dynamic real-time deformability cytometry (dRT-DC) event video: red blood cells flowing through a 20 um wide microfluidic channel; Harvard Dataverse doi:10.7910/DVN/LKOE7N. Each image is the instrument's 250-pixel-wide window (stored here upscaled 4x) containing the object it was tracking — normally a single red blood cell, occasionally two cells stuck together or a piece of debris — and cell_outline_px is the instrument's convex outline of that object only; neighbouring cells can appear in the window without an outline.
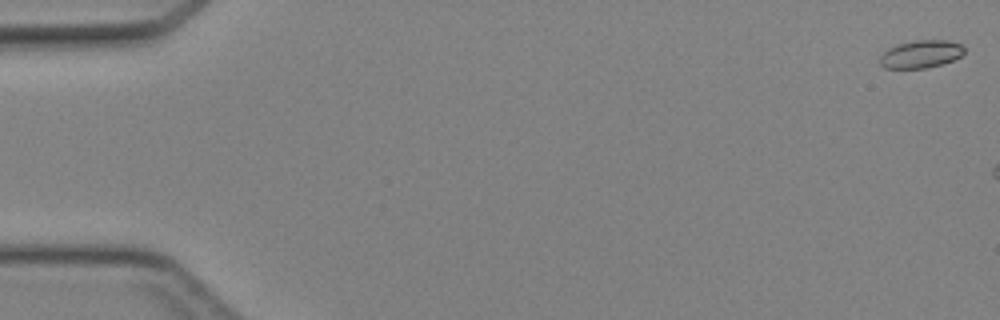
{"species": "Egyptian fruit bat (a non-hibernating species)", "species_latin": "Rousettus aegyptiacus", "temperature_condition": "cold", "stored_images_in_passage": 7, "camera_frame_rate_fps": 3000, "um_per_image_px": 0.085, "animal": {"sex": "female"}, "frame": {"image": 1, "passage_image": 1, "time_ms": 0.0, "image_size_px": [1000, 320], "cell_outline_px": [[964, 52], [960, 56], [952, 60], [928, 68], [884, 68], [880, 64], [880, 56], [888, 48], [900, 44], [916, 40], [948, 40], [964, 44]], "centroid_in_image_um": [78.3, 4.59], "position_along_channel_um": 6.7, "area_um2": 13.58}}